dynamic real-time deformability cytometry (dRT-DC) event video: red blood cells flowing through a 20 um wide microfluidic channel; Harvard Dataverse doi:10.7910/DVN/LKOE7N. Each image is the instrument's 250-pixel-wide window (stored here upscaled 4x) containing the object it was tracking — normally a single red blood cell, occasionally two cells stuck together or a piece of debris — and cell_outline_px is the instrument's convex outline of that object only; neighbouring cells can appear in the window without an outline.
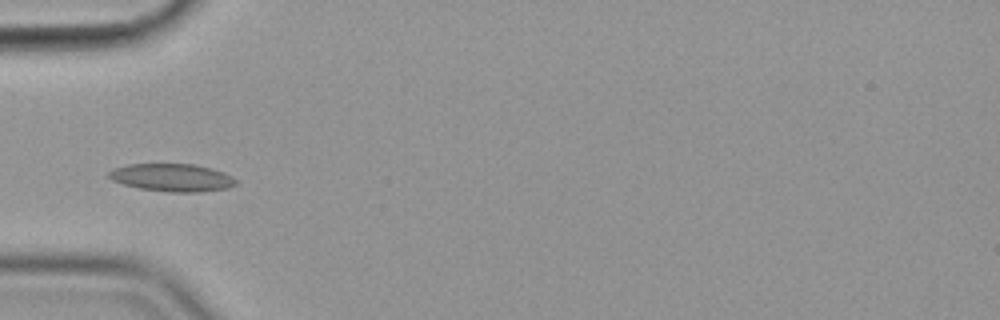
{"species": "common noctule bat (a hibernating species)", "species_latin": "Nyctalus noctula", "temperature_condition": "cold", "stored_images_in_passage": 39, "camera_frame_rate_fps": 3000, "um_per_image_px": 0.085, "animal": {"sex": "female", "body_mass_g": 19.9}, "frame": {"image": 1, "passage_image": 1, "time_ms": 0.0, "image_size_px": [1000, 320], "cell_outline_px": [[236, 184], [228, 188], [196, 192], [172, 192], [140, 188], [124, 184], [112, 180], [104, 176], [112, 168], [128, 164], [196, 164], [212, 168], [224, 172], [232, 176], [236, 180]], "centroid_in_image_um": [14.6, 15.08], "position_along_channel_um": 70.4, "area_um2": 20.63}}
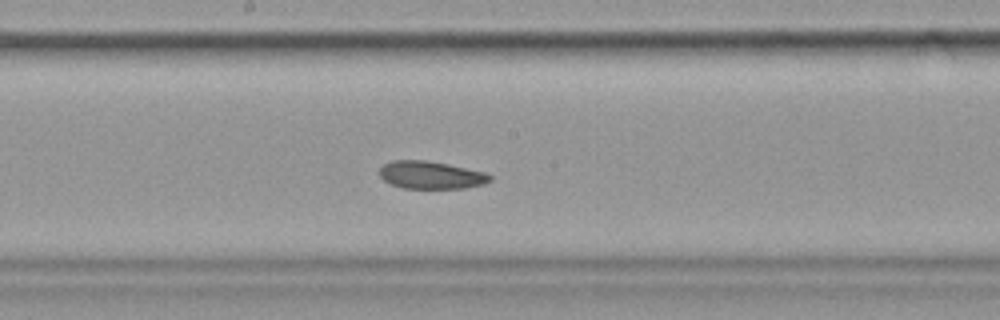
{"frame": {"image": 2, "passage_image": 13, "time_ms": 4.0, "image_size_px": [1000, 320], "cell_outline_px": [[492, 180], [484, 184], [464, 188], [404, 188], [392, 184], [384, 180], [380, 176], [380, 168], [384, 164], [392, 160], [424, 160], [448, 164], [484, 172], [492, 176]], "centroid_in_image_um": [36.64, 14.87], "position_along_channel_um": 211.6, "area_um2": 17.69}}
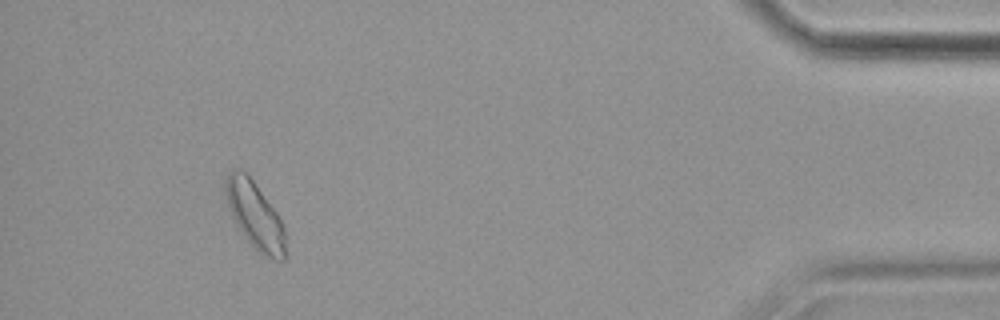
{"frame": {"image": 3, "passage_image": 35, "time_ms": 11.333, "image_size_px": [1000, 320], "cell_outline_px": [[288, 256], [284, 260], [276, 260], [256, 252], [232, 220], [224, 192], [224, 184], [228, 172], [232, 168], [240, 168], [252, 180], [276, 212], [284, 228], [288, 252]], "centroid_in_image_um": [21.66, 18.35], "position_along_channel_um": 413.5, "area_um2": 23.81}, "authors_computed_cell_mechanics": {"area_um2": 18.9006, "velocity_mm_per_s": 3.5414, "shape_relaxation_time_tau1_ms": 6.814, "shape_relaxation_time_tau2_ms": 5.0936, "deformation_change_tau1": 0.0883, "deformation_change_tau2": 0.0797}}